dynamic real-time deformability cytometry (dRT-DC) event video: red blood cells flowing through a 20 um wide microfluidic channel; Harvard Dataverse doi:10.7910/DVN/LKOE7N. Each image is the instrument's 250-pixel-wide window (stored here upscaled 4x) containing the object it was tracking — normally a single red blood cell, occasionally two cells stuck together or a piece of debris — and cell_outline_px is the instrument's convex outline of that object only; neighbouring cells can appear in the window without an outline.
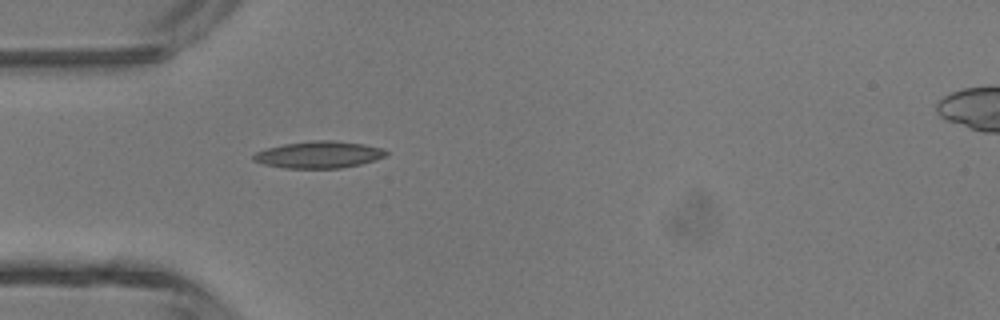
{"species": "common noctule bat (a hibernating species)", "species_latin": "Nyctalus noctula", "temperature_condition": "room temperature", "stored_images_in_passage": 3, "camera_frame_rate_fps": 3000, "um_per_image_px": 0.085, "animal": {"sex": "male", "body_mass_g": 13.3}, "frame": {"image": 1, "passage_image": 3, "time_ms": 0.667, "image_size_px": [1000, 320], "cell_outline_px": [[388, 152], [384, 156], [376, 160], [360, 164], [340, 168], [284, 168], [264, 164], [252, 160], [252, 156], [256, 152], [264, 148], [284, 144], [312, 140], [332, 140], [364, 144], [380, 148]], "centroid_in_image_um": [27.06, 13.14], "position_along_channel_um": 57.9, "area_um2": 20.75}}